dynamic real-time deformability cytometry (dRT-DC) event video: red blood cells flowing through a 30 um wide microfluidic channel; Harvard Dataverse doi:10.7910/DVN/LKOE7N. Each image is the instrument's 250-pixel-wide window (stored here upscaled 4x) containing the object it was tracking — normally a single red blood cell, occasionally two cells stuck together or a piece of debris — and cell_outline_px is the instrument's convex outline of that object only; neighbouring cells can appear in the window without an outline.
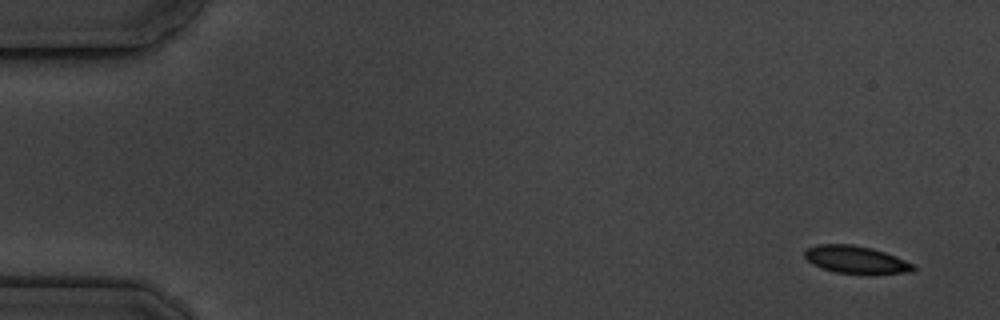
{"species": "common noctule bat (a hibernating species)", "species_latin": "Nyctalus noctula", "temperature_condition": "cold", "stored_images_in_passage": 16, "camera_frame_rate_fps": 3000, "um_per_image_px": 0.085, "animal": {"sex": "male", "body_mass_g": 19.5, "forearm_length_mm": 54.6}, "frame": {"image": 1, "passage_image": 1, "time_ms": 0.0, "image_size_px": [1000, 320], "cell_outline_px": [[916, 268], [912, 272], [876, 276], [836, 272], [812, 264], [804, 256], [804, 252], [808, 248], [816, 244], [852, 244], [872, 248], [896, 256], [916, 264]], "centroid_in_image_um": [72.85, 22.1], "position_along_channel_um": 12.2, "area_um2": 18.03}}
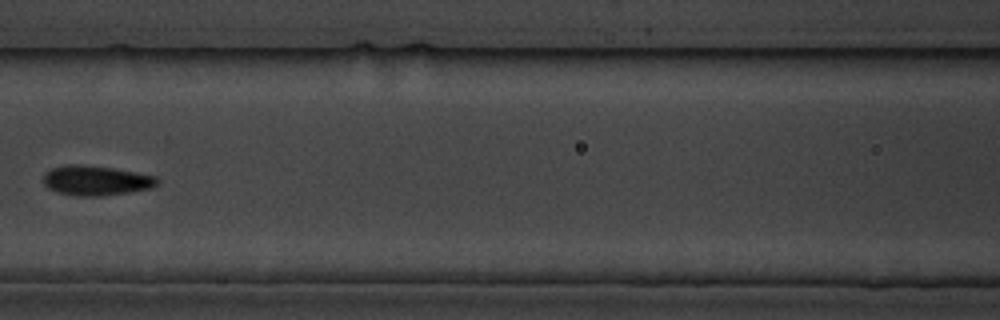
{"frame": {"image": 2, "passage_image": 7, "time_ms": 7.667, "image_size_px": [1000, 320], "cell_outline_px": [[160, 180], [152, 188], [132, 192], [100, 196], [84, 196], [56, 192], [48, 188], [44, 184], [44, 172], [52, 168], [64, 164], [80, 164], [112, 168], [136, 172], [156, 176]], "centroid_in_image_um": [8.16, 15.34], "position_along_channel_um": 158.4, "area_um2": 19.88}}
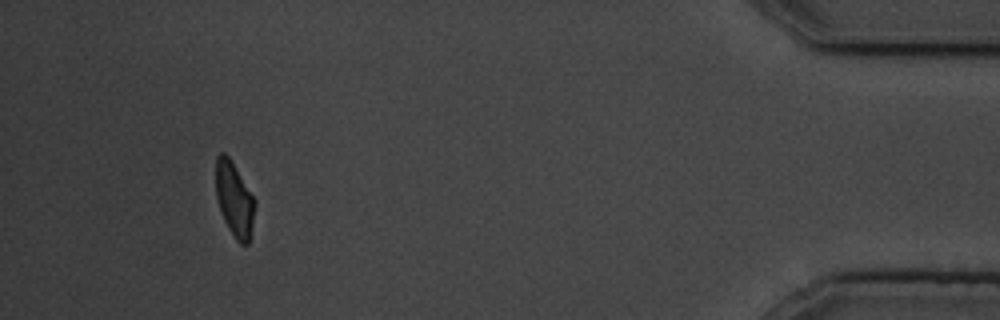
{"frame": {"image": 3, "passage_image": 15, "time_ms": 16.667, "image_size_px": [1000, 320], "cell_outline_px": [[256, 200], [252, 224], [248, 244], [240, 244], [236, 240], [228, 228], [220, 212], [216, 196], [216, 156], [220, 152], [224, 152], [228, 156]], "centroid_in_image_um": [19.9, 16.94], "position_along_channel_um": 415.3, "area_um2": 16.82}, "authors_computed_cell_mechanics": {"area_um2": 18.3226, "velocity_mm_per_s": 3.5593, "shape_relaxation_time_tau1_ms": 2.1608, "shape_relaxation_time_tau2_ms": 1.6636, "deformation_change_tau1": 0.1144, "deformation_change_tau2": 0.0795}}